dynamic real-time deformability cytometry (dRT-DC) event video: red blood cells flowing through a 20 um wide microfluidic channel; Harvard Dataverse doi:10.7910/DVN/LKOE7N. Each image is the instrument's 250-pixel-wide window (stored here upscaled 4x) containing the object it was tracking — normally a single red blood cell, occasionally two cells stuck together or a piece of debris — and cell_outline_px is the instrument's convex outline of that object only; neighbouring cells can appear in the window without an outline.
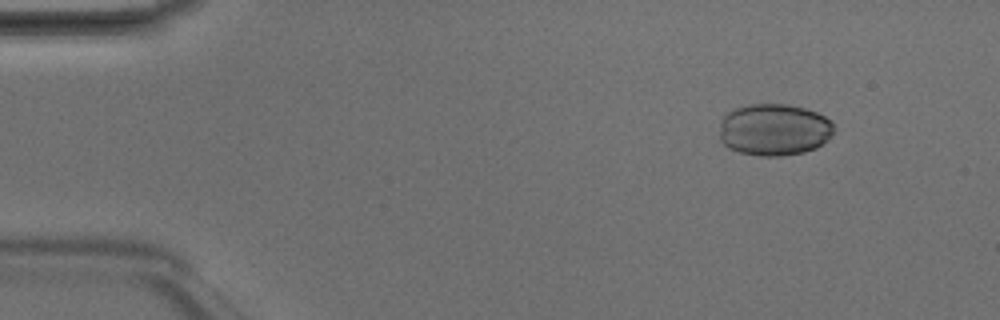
{"species": "Egyptian fruit bat (a non-hibernating species)", "species_latin": "Rousettus aegyptiacus", "temperature_condition": "room temperature", "stored_images_in_passage": 12, "camera_frame_rate_fps": 3000, "um_per_image_px": 0.085, "animal": {"sex": "male"}, "frame": {"image": 1, "passage_image": 6, "time_ms": 1.667, "image_size_px": [1000, 320], "cell_outline_px": [[836, 128], [828, 140], [816, 148], [804, 152], [780, 156], [760, 156], [740, 152], [728, 148], [720, 140], [720, 120], [728, 112], [736, 108], [748, 104], [788, 104], [804, 108], [816, 112], [824, 116]], "centroid_in_image_um": [65.8, 11.02], "position_along_channel_um": 19.2, "area_um2": 34.8}}